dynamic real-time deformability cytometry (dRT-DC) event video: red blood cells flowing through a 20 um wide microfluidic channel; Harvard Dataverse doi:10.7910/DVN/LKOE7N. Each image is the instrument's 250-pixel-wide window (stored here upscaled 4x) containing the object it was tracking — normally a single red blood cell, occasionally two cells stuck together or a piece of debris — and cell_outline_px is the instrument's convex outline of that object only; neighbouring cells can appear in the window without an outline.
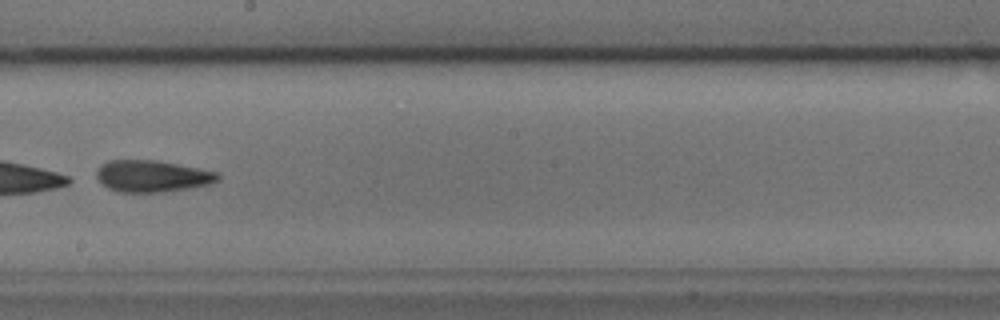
{"species": "common noctule bat (a hibernating species)", "species_latin": "Nyctalus noctula", "temperature_condition": "cold", "stored_images_in_passage": 51, "camera_frame_rate_fps": 3000, "um_per_image_px": 0.085, "animal": {"sex": "male", "body_mass_g": 17.9, "forearm_length_mm": 54.2}, "frame": {"image": 1, "passage_image": 29, "time_ms": 9.333, "image_size_px": [1000, 320], "cell_outline_px": [[220, 180], [208, 184], [188, 188], [160, 192], [120, 192], [108, 188], [96, 176], [96, 172], [100, 164], [108, 160], [156, 160], [200, 168], [220, 172]], "centroid_in_image_um": [12.95, 14.96], "position_along_channel_um": 235.2, "area_um2": 22.43}}